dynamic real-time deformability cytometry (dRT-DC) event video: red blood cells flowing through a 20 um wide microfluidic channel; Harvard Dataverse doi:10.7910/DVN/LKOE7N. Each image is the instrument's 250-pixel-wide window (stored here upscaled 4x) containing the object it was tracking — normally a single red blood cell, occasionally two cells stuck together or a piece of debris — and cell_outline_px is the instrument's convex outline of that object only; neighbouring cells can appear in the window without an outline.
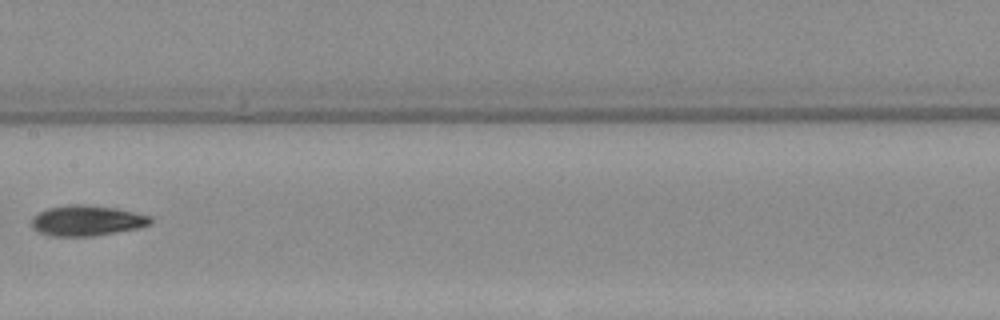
{"species": "Egyptian fruit bat (a non-hibernating species)", "species_latin": "Rousettus aegyptiacus", "temperature_condition": "warm", "stored_images_in_passage": 5, "camera_frame_rate_fps": 3000, "um_per_image_px": 0.085, "animal": {"sex": "female"}, "frame": {"image": 1, "passage_image": 4, "time_ms": 4.0, "image_size_px": [1000, 320], "cell_outline_px": [[152, 224], [136, 228], [92, 236], [52, 236], [40, 232], [32, 228], [32, 220], [40, 212], [48, 208], [68, 204], [88, 204], [112, 208], [132, 212], [148, 216], [152, 220]], "centroid_in_image_um": [7.35, 18.75], "position_along_channel_um": 200.0, "area_um2": 20.69}}
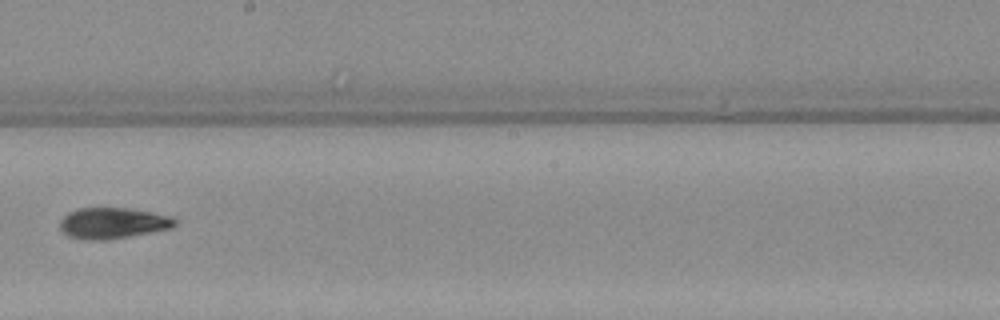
{"frame": {"image": 2, "passage_image": 5, "time_ms": 5.0, "image_size_px": [1000, 320], "cell_outline_px": [[176, 224], [172, 228], [104, 240], [84, 240], [68, 236], [60, 228], [60, 220], [68, 212], [80, 208], [128, 208], [168, 216], [176, 220]], "centroid_in_image_um": [9.53, 18.96], "position_along_channel_um": 238.7, "area_um2": 20.4}}